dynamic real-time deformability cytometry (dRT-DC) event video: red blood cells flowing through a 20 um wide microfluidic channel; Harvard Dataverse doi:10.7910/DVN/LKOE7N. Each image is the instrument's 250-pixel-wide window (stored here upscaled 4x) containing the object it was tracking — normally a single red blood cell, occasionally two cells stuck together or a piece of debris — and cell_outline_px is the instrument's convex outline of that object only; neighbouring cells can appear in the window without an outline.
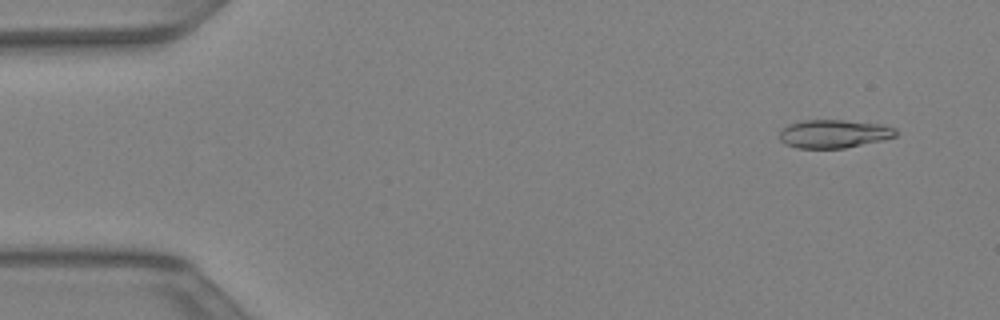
{"species": "Egyptian fruit bat (a non-hibernating species)", "species_latin": "Rousettus aegyptiacus", "temperature_condition": "warm", "stored_images_in_passage": 42, "camera_frame_rate_fps": 3000, "um_per_image_px": 0.085, "animal": {"sex": "female"}, "frame": {"image": 1, "passage_image": 3, "time_ms": 0.667, "image_size_px": [1000, 320], "cell_outline_px": [[896, 136], [880, 140], [844, 148], [796, 148], [784, 144], [780, 140], [780, 128], [788, 124], [804, 120], [844, 120], [884, 124], [896, 128]], "centroid_in_image_um": [70.84, 11.36], "position_along_channel_um": 14.2, "area_um2": 19.25}}
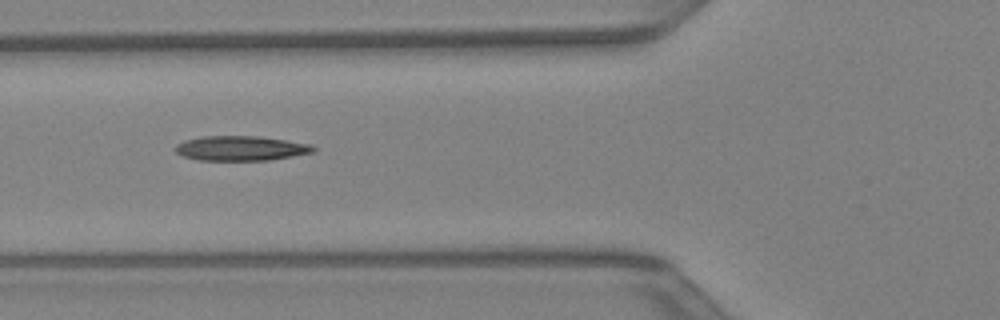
{"frame": {"image": 2, "passage_image": 16, "time_ms": 5.0, "image_size_px": [1000, 320], "cell_outline_px": [[316, 148], [312, 152], [292, 156], [268, 160], [200, 160], [184, 156], [176, 152], [176, 144], [184, 140], [200, 136], [256, 136], [288, 140], [312, 144]], "centroid_in_image_um": [20.47, 12.59], "position_along_channel_um": 105.3, "area_um2": 19.83}}
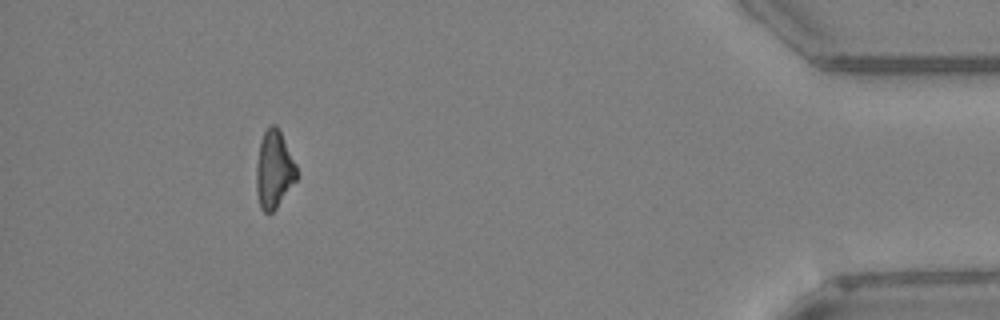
{"frame": {"image": 3, "passage_image": 39, "time_ms": 12.667, "image_size_px": [1000, 320], "cell_outline_px": [[296, 180], [276, 208], [272, 212], [264, 212], [260, 208], [256, 192], [256, 168], [260, 140], [264, 132], [272, 124], [276, 124], [280, 128], [296, 164]], "centroid_in_image_um": [23.28, 14.39], "position_along_channel_um": 411.9, "area_um2": 18.32}}